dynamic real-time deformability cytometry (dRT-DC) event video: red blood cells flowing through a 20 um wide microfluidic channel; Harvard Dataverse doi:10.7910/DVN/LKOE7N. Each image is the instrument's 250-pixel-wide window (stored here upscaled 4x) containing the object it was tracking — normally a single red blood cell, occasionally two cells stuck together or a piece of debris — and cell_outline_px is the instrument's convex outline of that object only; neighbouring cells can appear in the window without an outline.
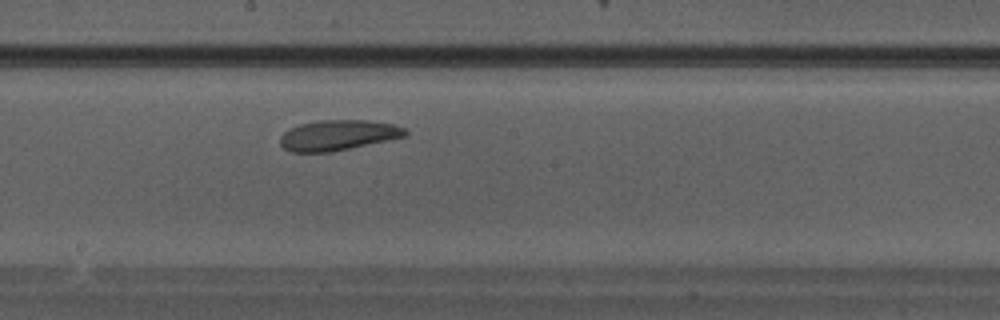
{"species": "Egyptian fruit bat (a non-hibernating species)", "species_latin": "Rousettus aegyptiacus", "temperature_condition": "warm", "stored_images_in_passage": 29, "camera_frame_rate_fps": 3000, "um_per_image_px": 0.085, "animal": {"sex": "male"}, "frame": {"image": 1, "passage_image": 13, "time_ms": 4.0, "image_size_px": [1000, 320], "cell_outline_px": [[408, 136], [332, 152], [288, 152], [280, 144], [280, 136], [288, 128], [300, 124], [316, 120], [368, 120], [396, 124], [404, 128], [408, 132]], "centroid_in_image_um": [28.74, 11.49], "position_along_channel_um": 219.5, "area_um2": 22.48}}
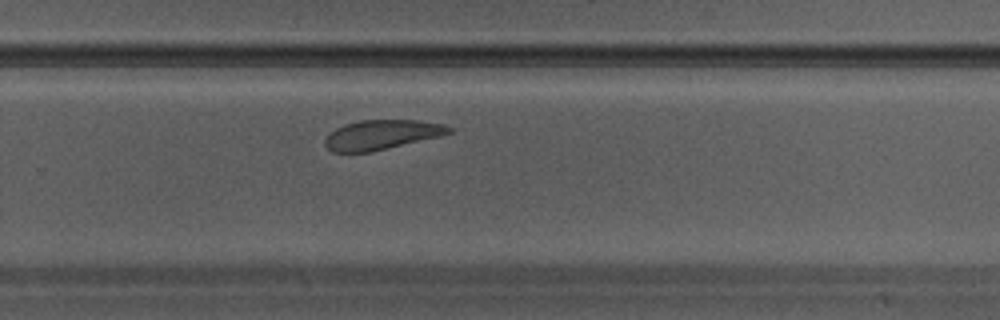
{"frame": {"image": 2, "passage_image": 17, "time_ms": 5.333, "image_size_px": [1000, 320], "cell_outline_px": [[452, 132], [440, 136], [368, 152], [332, 152], [324, 144], [324, 140], [336, 128], [344, 124], [360, 120], [420, 120], [444, 124], [452, 128]], "centroid_in_image_um": [32.44, 11.44], "position_along_channel_um": 297.4, "area_um2": 21.15}}